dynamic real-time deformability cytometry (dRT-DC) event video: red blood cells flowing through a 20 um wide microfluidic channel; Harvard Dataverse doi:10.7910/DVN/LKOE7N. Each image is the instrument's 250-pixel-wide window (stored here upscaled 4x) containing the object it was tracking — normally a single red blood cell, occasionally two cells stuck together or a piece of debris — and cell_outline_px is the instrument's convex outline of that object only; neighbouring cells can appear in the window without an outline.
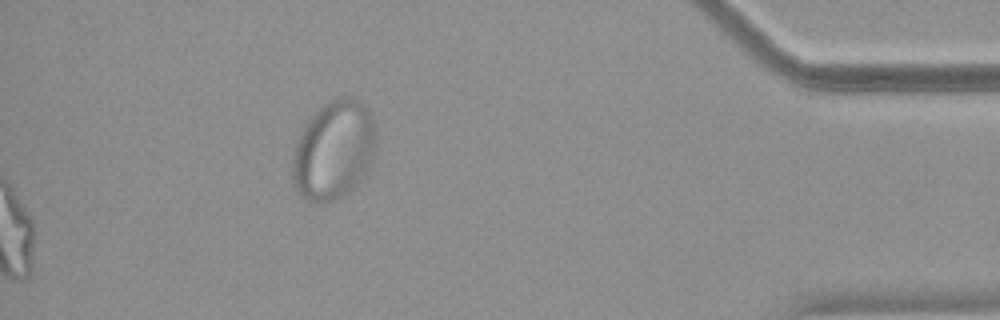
{"species": "common noctule bat (a hibernating species)", "species_latin": "Nyctalus noctula", "temperature_condition": "warm", "stored_images_in_passage": 51, "segment_of_instrument_passage": [2, 2], "camera_frame_rate_fps": 3000, "um_per_image_px": 0.085, "animal": {"sex": "female", "body_mass_g": 18.4}, "frame": {"image": 1, "passage_image": 51, "time_ms": 16.667, "image_size_px": [1000, 320], "cell_outline_px": [[376, 152], [372, 160], [356, 184], [344, 196], [336, 200], [320, 204], [316, 204], [300, 196], [296, 188], [292, 176], [292, 160], [296, 144], [308, 120], [324, 104], [336, 96], [352, 96], [360, 100], [368, 108], [372, 116], [376, 136]], "centroid_in_image_um": [28.38, 12.76], "position_along_channel_um": 406.8, "area_um2": 48.38}}